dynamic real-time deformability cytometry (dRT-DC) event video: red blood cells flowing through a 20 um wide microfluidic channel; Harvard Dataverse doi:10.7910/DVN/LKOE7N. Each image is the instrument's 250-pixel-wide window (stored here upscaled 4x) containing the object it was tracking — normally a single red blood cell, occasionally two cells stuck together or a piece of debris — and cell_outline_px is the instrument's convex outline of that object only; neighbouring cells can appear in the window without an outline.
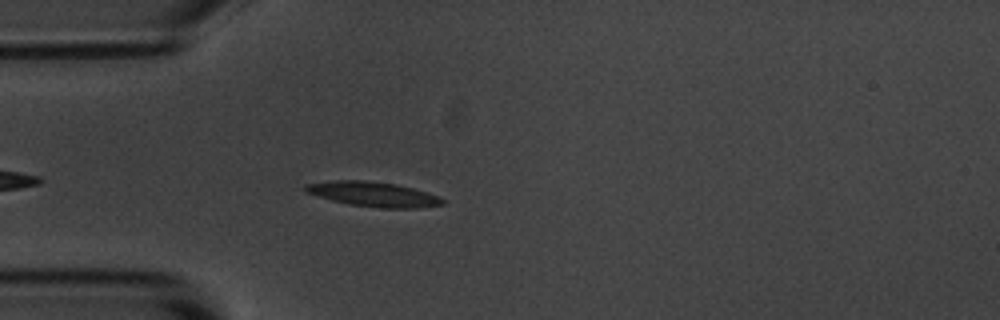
{"species": "common noctule bat (a hibernating species)", "species_latin": "Nyctalus noctula", "temperature_condition": "room temperature", "stored_images_in_passage": 29, "camera_frame_rate_fps": 3000, "um_per_image_px": 0.085, "animal": {"sex": "male", "body_mass_g": 20.1, "forearm_length_mm": 53.5}, "frame": {"image": 1, "passage_image": 5, "time_ms": 1.333, "image_size_px": [1000, 320], "cell_outline_px": [[444, 204], [416, 208], [380, 208], [348, 204], [332, 200], [304, 192], [304, 184], [336, 180], [364, 180], [396, 184], [412, 188], [436, 196], [444, 200]], "centroid_in_image_um": [31.67, 16.5], "position_along_channel_um": 53.3, "area_um2": 19.59}}
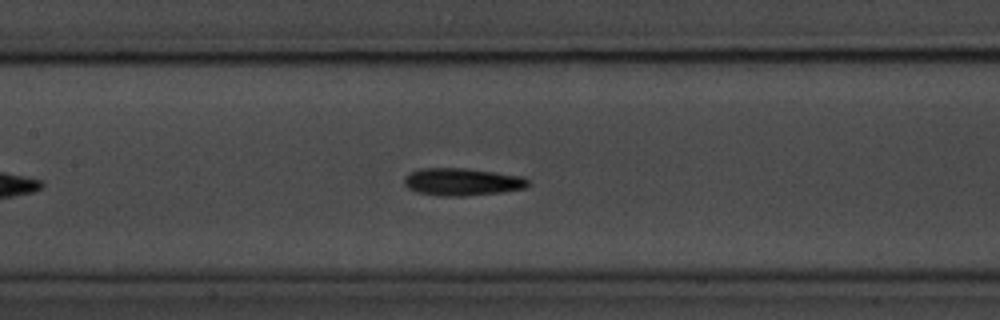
{"frame": {"image": 2, "passage_image": 15, "time_ms": 4.667, "image_size_px": [1000, 320], "cell_outline_px": [[528, 184], [524, 188], [500, 192], [464, 196], [440, 196], [416, 192], [408, 188], [404, 184], [404, 176], [408, 172], [420, 168], [468, 168], [524, 176], [528, 180]], "centroid_in_image_um": [39.23, 15.44], "position_along_channel_um": 168.2, "area_um2": 20.0}}
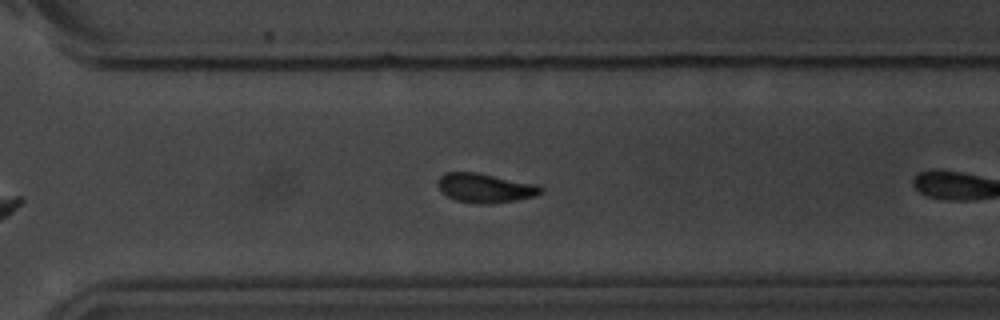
{"frame": {"image": 3, "passage_image": 25, "time_ms": 8.0, "image_size_px": [1000, 320], "cell_outline_px": [[544, 192], [536, 196], [516, 200], [492, 204], [476, 204], [456, 200], [440, 192], [436, 184], [440, 176], [444, 172], [476, 172], [536, 184], [544, 188]], "centroid_in_image_um": [41.23, 15.98], "position_along_channel_um": 329.4, "area_um2": 17.8}}